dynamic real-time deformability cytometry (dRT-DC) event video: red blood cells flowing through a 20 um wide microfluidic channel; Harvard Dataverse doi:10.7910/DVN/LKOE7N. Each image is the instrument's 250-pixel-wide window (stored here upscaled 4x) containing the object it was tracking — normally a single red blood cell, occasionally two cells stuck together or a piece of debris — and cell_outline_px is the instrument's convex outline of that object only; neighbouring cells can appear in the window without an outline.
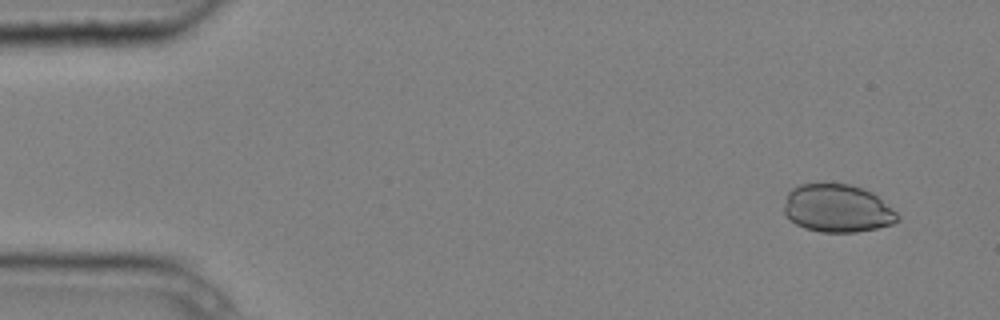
{"species": "common noctule bat (a hibernating species)", "species_latin": "Nyctalus noctula", "temperature_condition": "cold", "stored_images_in_passage": 7, "camera_frame_rate_fps": 3000, "um_per_image_px": 0.085, "animal": {"sex": "male", "body_mass_g": 20.4}, "frame": {"image": 1, "passage_image": 2, "time_ms": 0.333, "image_size_px": [1000, 320], "cell_outline_px": [[900, 220], [892, 224], [876, 228], [856, 232], [820, 232], [804, 228], [796, 224], [784, 212], [784, 208], [788, 192], [792, 188], [800, 184], [852, 184], [872, 192], [896, 212], [900, 216]], "centroid_in_image_um": [71.19, 17.71], "position_along_channel_um": 13.8, "area_um2": 31.56}}
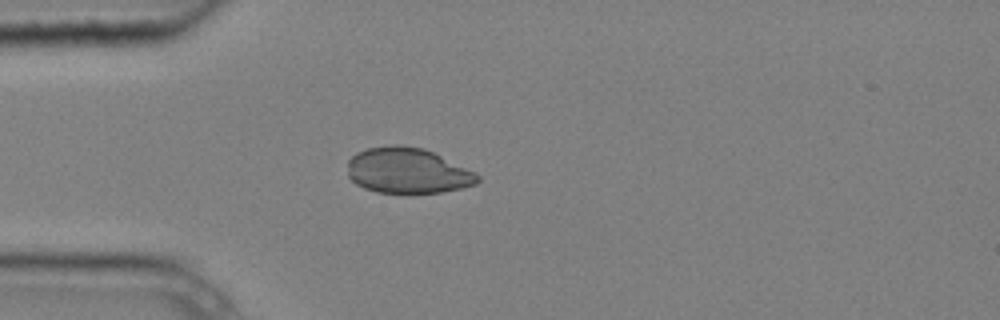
{"frame": {"image": 2, "passage_image": 5, "time_ms": 1.333, "image_size_px": [1000, 320], "cell_outline_px": [[480, 180], [476, 184], [460, 188], [440, 192], [376, 192], [364, 188], [356, 184], [348, 176], [348, 160], [356, 152], [368, 148], [388, 144], [400, 144], [424, 148], [476, 172], [480, 176]], "centroid_in_image_um": [34.63, 14.48], "position_along_channel_um": 50.4, "area_um2": 34.56}}